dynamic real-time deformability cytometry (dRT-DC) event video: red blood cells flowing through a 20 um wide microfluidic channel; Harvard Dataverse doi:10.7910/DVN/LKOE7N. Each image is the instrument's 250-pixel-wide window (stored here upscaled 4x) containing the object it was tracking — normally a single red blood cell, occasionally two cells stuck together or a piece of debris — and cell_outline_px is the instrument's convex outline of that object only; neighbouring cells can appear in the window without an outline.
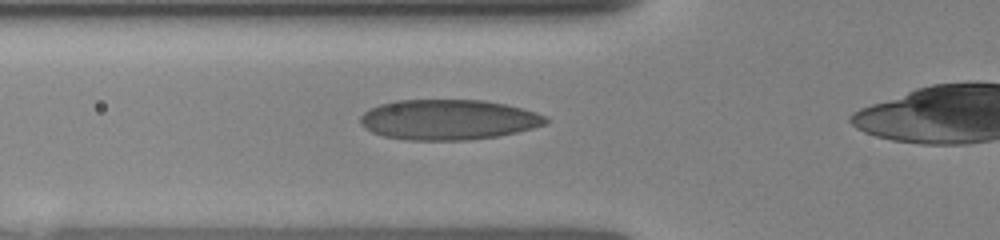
{"species": "human", "species_latin": "Homo sapiens", "temperature_condition": "room temperature", "stored_images_in_passage": 17, "camera_frame_rate_fps": 3000, "um_per_image_px": 0.085, "donor": {"sex": "female"}, "frame": {"image": 1, "passage_image": 10, "time_ms": 3.333, "image_size_px": [1000, 240], "cell_outline_px": [[548, 120], [544, 124], [532, 128], [516, 132], [496, 136], [468, 140], [408, 140], [384, 136], [372, 132], [364, 128], [360, 124], [360, 116], [364, 112], [380, 104], [396, 100], [484, 100], [504, 104], [536, 112], [548, 116]], "centroid_in_image_um": [38.08, 10.17], "position_along_channel_um": 87.7, "area_um2": 43.41}}
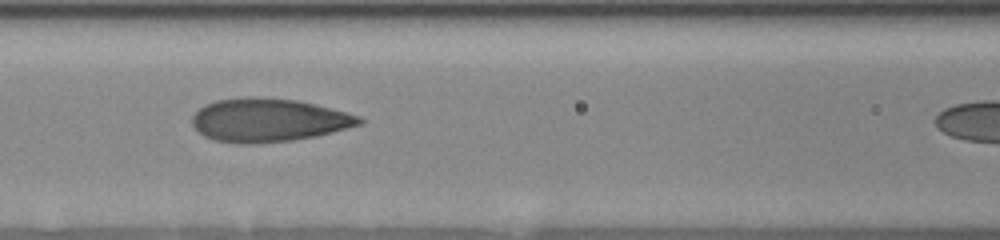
{"frame": {"image": 2, "passage_image": 13, "time_ms": 4.667, "image_size_px": [1000, 240], "cell_outline_px": [[364, 124], [316, 136], [292, 140], [256, 144], [236, 144], [216, 140], [204, 136], [192, 124], [192, 116], [204, 104], [216, 100], [248, 96], [256, 96], [296, 100], [316, 104], [360, 116], [364, 120]], "centroid_in_image_um": [22.83, 10.21], "position_along_channel_um": 143.8, "area_um2": 42.48}}
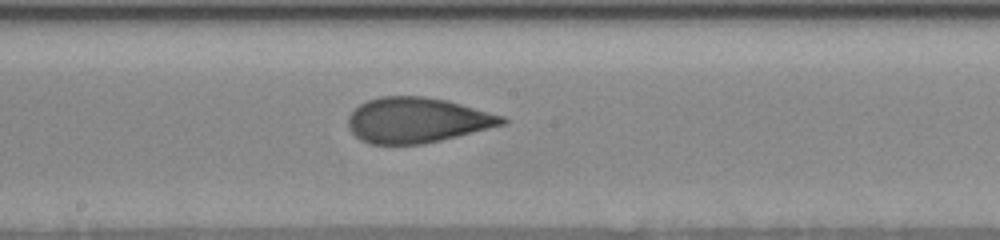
{"frame": {"image": 3, "passage_image": 16, "time_ms": 6.333, "image_size_px": [1000, 240], "cell_outline_px": [[508, 124], [424, 144], [368, 144], [360, 140], [348, 128], [348, 116], [360, 104], [368, 100], [380, 96], [424, 96], [448, 100], [504, 116], [508, 120]], "centroid_in_image_um": [35.47, 10.21], "position_along_channel_um": 212.7, "area_um2": 40.86}}